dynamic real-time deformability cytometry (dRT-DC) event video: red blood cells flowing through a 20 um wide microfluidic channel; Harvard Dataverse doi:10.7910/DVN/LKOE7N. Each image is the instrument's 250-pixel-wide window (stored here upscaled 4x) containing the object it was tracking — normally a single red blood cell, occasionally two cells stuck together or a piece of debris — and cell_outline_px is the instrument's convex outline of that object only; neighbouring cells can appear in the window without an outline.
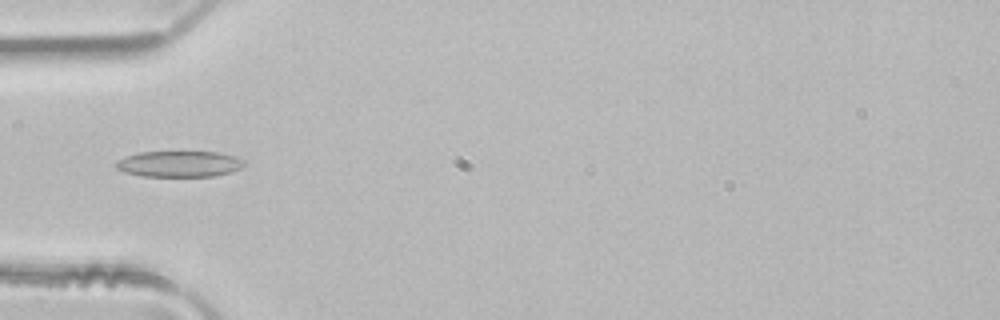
{"species": "common noctule bat (a hibernating species)", "species_latin": "Nyctalus noctula", "temperature_condition": "room temperature", "stored_images_in_passage": 34, "camera_frame_rate_fps": 3000, "um_per_image_px": 0.085, "animal": {"sex": "male", "body_mass_g": 21.5, "forearm_length_mm": 52.0}, "frame": {"image": 1, "passage_image": 1, "time_ms": 0.0, "image_size_px": [1000, 320], "cell_outline_px": [[244, 164], [240, 168], [232, 172], [212, 176], [144, 176], [124, 172], [116, 168], [116, 160], [140, 152], [220, 152], [244, 160]], "centroid_in_image_um": [15.23, 13.93], "position_along_channel_um": 69.8, "area_um2": 19.25}}
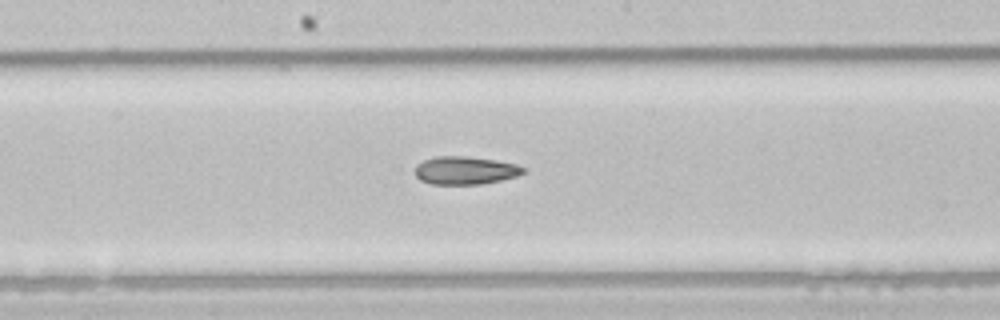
{"frame": {"image": 2, "passage_image": 11, "time_ms": 3.333, "image_size_px": [1000, 320], "cell_outline_px": [[524, 172], [516, 176], [500, 180], [480, 184], [432, 184], [420, 180], [416, 176], [416, 164], [424, 160], [436, 156], [464, 156], [492, 160], [516, 164], [524, 168]], "centroid_in_image_um": [39.5, 14.48], "position_along_channel_um": 208.7, "area_um2": 17.4}}
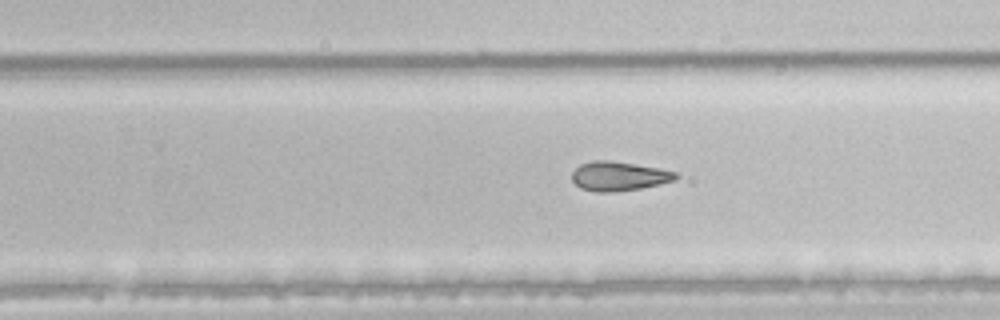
{"frame": {"image": 3, "passage_image": 16, "time_ms": 5.0, "image_size_px": [1000, 320], "cell_outline_px": [[680, 176], [676, 180], [660, 184], [640, 188], [612, 192], [596, 192], [580, 188], [572, 180], [572, 172], [580, 164], [592, 160], [608, 160], [660, 168], [676, 172]], "centroid_in_image_um": [52.61, 14.97], "position_along_channel_um": 277.2, "area_um2": 17.74}, "authors_computed_cell_mechanics": {"area_um2": 18.5249, "velocity_mm_per_s": 4.151, "shape_relaxation_time_tau1_ms": null, "shape_relaxation_time_tau2_ms": 6.4264, "deformation_change_tau1": null, "deformation_change_tau2": 0.1633}}